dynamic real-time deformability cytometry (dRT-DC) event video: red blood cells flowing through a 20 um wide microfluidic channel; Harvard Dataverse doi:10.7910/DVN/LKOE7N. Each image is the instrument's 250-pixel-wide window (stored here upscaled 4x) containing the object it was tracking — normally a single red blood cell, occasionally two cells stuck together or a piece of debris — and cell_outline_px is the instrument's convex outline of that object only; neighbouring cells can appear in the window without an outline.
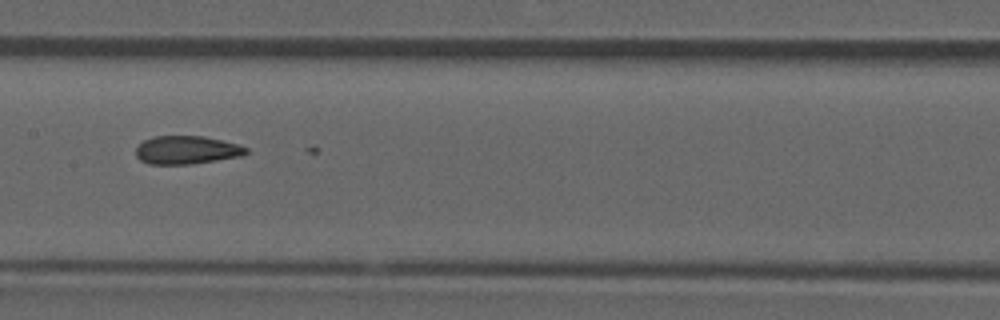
{"species": "common noctule bat (a hibernating species)", "species_latin": "Nyctalus noctula", "temperature_condition": "room temperature", "stored_images_in_passage": 29, "camera_frame_rate_fps": 3000, "um_per_image_px": 0.085, "animal": {"sex": "male", "forearm_length_mm": 52.5}, "frame": {"image": 1, "passage_image": 26, "time_ms": 8.333, "image_size_px": [1000, 320], "cell_outline_px": [[248, 152], [240, 156], [192, 164], [148, 164], [140, 160], [136, 156], [136, 148], [144, 140], [152, 136], [204, 136], [236, 144], [248, 148]], "centroid_in_image_um": [15.83, 12.75], "position_along_channel_um": 191.6, "area_um2": 18.03}}